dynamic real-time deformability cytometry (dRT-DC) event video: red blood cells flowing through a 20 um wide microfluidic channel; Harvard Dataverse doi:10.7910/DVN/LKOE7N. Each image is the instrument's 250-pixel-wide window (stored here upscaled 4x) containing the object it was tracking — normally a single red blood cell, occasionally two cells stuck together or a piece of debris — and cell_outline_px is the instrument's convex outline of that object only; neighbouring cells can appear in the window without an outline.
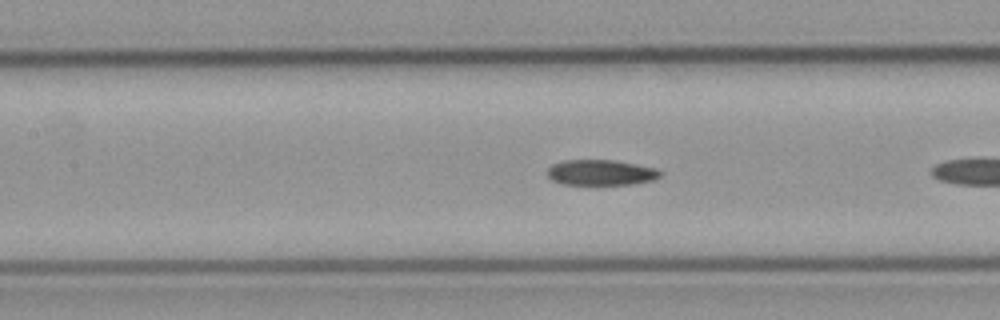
{"species": "common noctule bat (a hibernating species)", "species_latin": "Nyctalus noctula", "temperature_condition": "cold", "stored_images_in_passage": 9, "camera_frame_rate_fps": 3000, "um_per_image_px": 0.085, "animal": {"sex": "male", "body_mass_g": 23.1, "forearm_length_mm": 52.7}, "frame": {"image": 1, "passage_image": 8, "time_ms": 2.333, "image_size_px": [1000, 320], "cell_outline_px": [[660, 176], [656, 180], [632, 184], [596, 188], [560, 184], [552, 180], [548, 176], [548, 168], [552, 164], [564, 160], [612, 160], [656, 168], [660, 172]], "centroid_in_image_um": [51.04, 14.73], "position_along_channel_um": 156.4, "area_um2": 17.74}}